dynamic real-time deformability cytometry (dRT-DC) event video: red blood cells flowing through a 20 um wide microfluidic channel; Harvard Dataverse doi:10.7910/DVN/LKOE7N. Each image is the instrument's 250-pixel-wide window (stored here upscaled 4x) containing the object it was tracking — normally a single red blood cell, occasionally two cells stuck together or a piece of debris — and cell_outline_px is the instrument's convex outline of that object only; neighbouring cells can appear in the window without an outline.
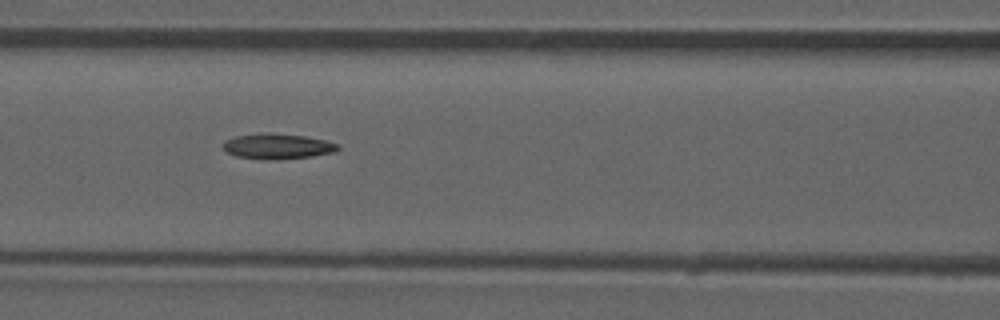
{"species": "common noctule bat (a hibernating species)", "species_latin": "Nyctalus noctula", "temperature_condition": "room temperature", "stored_images_in_passage": 51, "camera_frame_rate_fps": 3000, "um_per_image_px": 0.085, "animal": {"sex": "male", "forearm_length_mm": 52.5}, "frame": {"image": 1, "passage_image": 22, "time_ms": 7.0, "image_size_px": [1000, 320], "cell_outline_px": [[340, 148], [332, 152], [312, 156], [276, 160], [272, 160], [236, 156], [228, 152], [224, 148], [224, 140], [236, 136], [260, 132], [264, 132], [304, 136], [324, 140], [340, 144]], "centroid_in_image_um": [23.58, 12.43], "position_along_channel_um": 143.0, "area_um2": 16.88}}